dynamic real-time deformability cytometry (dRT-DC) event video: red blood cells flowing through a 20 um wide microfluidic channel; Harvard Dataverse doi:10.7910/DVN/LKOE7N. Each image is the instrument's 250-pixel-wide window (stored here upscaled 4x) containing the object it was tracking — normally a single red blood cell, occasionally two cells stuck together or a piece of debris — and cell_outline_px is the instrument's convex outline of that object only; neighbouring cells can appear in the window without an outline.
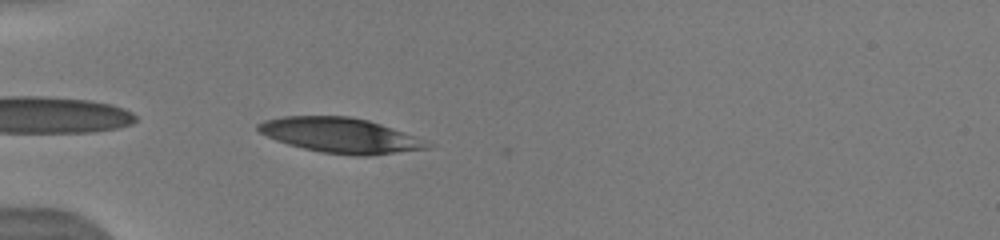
{"species": "human", "species_latin": "Homo sapiens", "temperature_condition": "warm", "stored_images_in_passage": 15, "segment_of_instrument_passage": [2, 2], "camera_frame_rate_fps": 3000, "um_per_image_px": 0.085, "donor": {"sex": "male"}, "frame": {"image": 1, "passage_image": 15, "time_ms": 5.333, "image_size_px": [1000, 240], "cell_outline_px": [[432, 144], [428, 148], [368, 156], [356, 156], [320, 152], [288, 144], [276, 140], [260, 132], [256, 128], [256, 124], [264, 120], [284, 116], [352, 116], [368, 120], [392, 128]], "centroid_in_image_um": [28.87, 11.5], "position_along_channel_um": 56.1, "area_um2": 34.16}}